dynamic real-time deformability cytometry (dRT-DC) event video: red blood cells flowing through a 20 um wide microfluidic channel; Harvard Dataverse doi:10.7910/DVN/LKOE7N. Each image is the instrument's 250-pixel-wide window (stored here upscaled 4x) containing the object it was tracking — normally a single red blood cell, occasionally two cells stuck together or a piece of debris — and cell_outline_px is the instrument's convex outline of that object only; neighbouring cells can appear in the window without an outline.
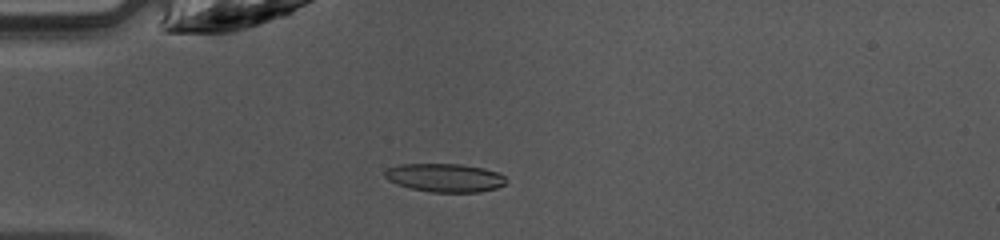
{"species": "common noctule bat (a hibernating species)", "species_latin": "Nyctalus noctula", "temperature_condition": "warm", "stored_images_in_passage": 47, "camera_frame_rate_fps": 3000, "um_per_image_px": 0.085, "animal": {"sex": "female", "body_mass_g": 10.0, "forearm_length_mm": 53.1}, "frame": {"image": 1, "passage_image": 13, "time_ms": 4.0, "image_size_px": [1000, 240], "cell_outline_px": [[504, 184], [496, 188], [480, 192], [432, 192], [412, 188], [396, 184], [388, 180], [384, 176], [384, 172], [388, 168], [400, 164], [460, 164], [484, 168], [500, 172], [504, 176]], "centroid_in_image_um": [37.81, 15.1], "position_along_channel_um": 47.2, "area_um2": 20.06}}
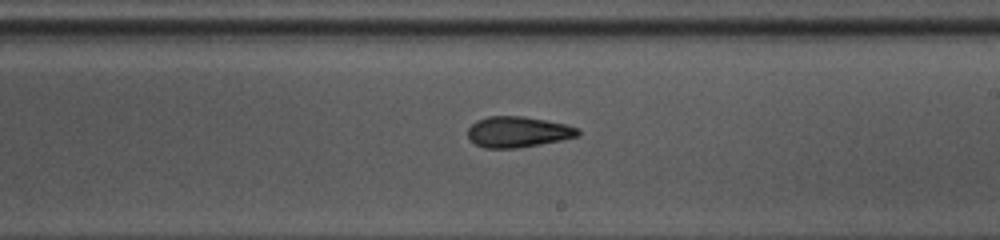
{"frame": {"image": 2, "passage_image": 28, "time_ms": 9.0, "image_size_px": [1000, 240], "cell_outline_px": [[580, 136], [540, 144], [516, 148], [484, 148], [476, 144], [468, 136], [468, 128], [476, 120], [488, 116], [524, 116], [564, 124], [580, 128]], "centroid_in_image_um": [44.03, 11.21], "position_along_channel_um": 245.0, "area_um2": 19.71}}
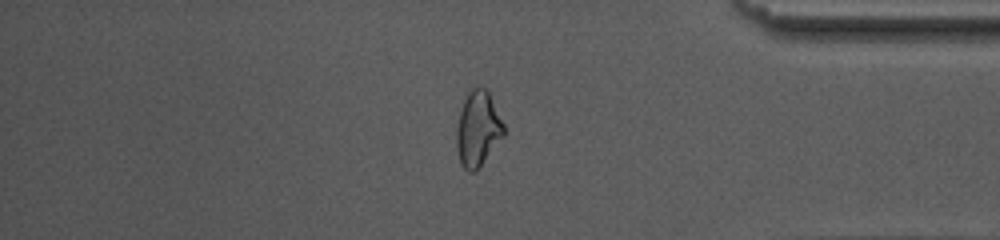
{"frame": {"image": 3, "passage_image": 40, "time_ms": 13.0, "image_size_px": [1000, 240], "cell_outline_px": [[504, 136], [476, 172], [468, 172], [460, 164], [456, 144], [456, 128], [460, 112], [464, 100], [468, 92], [472, 88], [484, 88], [488, 92], [504, 124]], "centroid_in_image_um": [40.61, 11.0], "position_along_channel_um": 394.6, "area_um2": 20.63}, "authors_computed_cell_mechanics": {"area_um2": 20.1144, "velocity_mm_per_s": 4.2431, "shape_relaxation_time_tau1_ms": 9.3992, "shape_relaxation_time_tau2_ms": 2.6045, "deformation_change_tau1": 0.2268, "deformation_change_tau2": 0.1086}}